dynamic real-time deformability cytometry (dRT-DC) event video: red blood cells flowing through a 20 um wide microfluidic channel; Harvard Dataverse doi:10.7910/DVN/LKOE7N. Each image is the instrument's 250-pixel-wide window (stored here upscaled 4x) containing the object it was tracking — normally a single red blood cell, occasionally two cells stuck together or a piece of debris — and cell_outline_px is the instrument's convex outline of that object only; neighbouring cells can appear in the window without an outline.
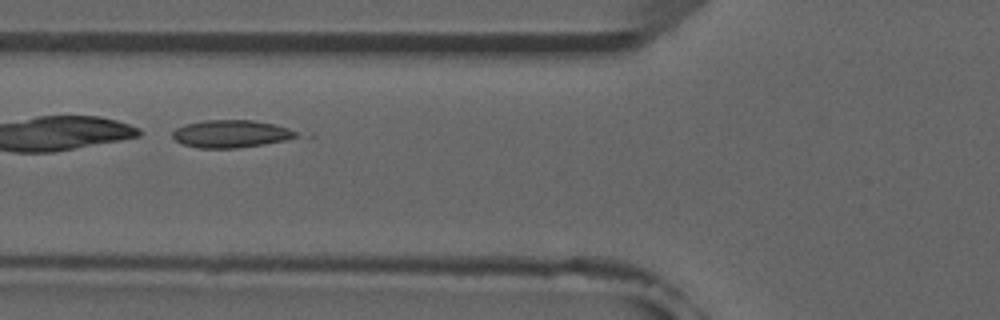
{"species": "common noctule bat (a hibernating species)", "species_latin": "Nyctalus noctula", "temperature_condition": "room temperature", "stored_images_in_passage": 8, "camera_frame_rate_fps": 3000, "um_per_image_px": 0.085, "animal": {"sex": "male", "forearm_length_mm": 52.5}, "frame": {"image": 1, "passage_image": 5, "time_ms": 4.667, "image_size_px": [1000, 320], "cell_outline_px": [[296, 136], [284, 140], [264, 144], [236, 148], [200, 148], [184, 144], [176, 140], [172, 136], [172, 132], [176, 128], [184, 124], [204, 120], [252, 120], [272, 124], [288, 128], [296, 132]], "centroid_in_image_um": [19.57, 11.37], "position_along_channel_um": 106.2, "area_um2": 19.59}}